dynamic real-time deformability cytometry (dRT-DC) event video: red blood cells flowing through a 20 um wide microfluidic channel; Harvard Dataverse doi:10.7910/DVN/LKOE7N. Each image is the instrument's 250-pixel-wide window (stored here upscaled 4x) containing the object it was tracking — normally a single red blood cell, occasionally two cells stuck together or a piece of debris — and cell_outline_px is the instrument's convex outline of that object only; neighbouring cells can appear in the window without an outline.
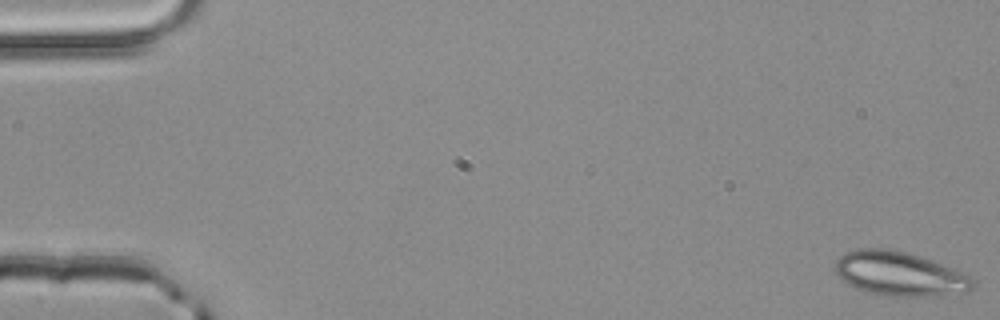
{"species": "common noctule bat (a hibernating species)", "species_latin": "Nyctalus noctula", "temperature_condition": "room temperature", "stored_images_in_passage": 52, "camera_frame_rate_fps": 3000, "um_per_image_px": 0.085, "animal": {"sex": "male", "body_mass_g": 20.4}, "frame": {"image": 1, "passage_image": 1, "time_ms": 0.0, "image_size_px": [1000, 320], "cell_outline_px": [[976, 284], [968, 292], [936, 296], [884, 296], [864, 292], [840, 280], [836, 272], [836, 260], [844, 252], [860, 248], [888, 248], [904, 252], [952, 268], [968, 276]], "centroid_in_image_um": [76.41, 23.29], "position_along_channel_um": 8.6, "area_um2": 35.32}}
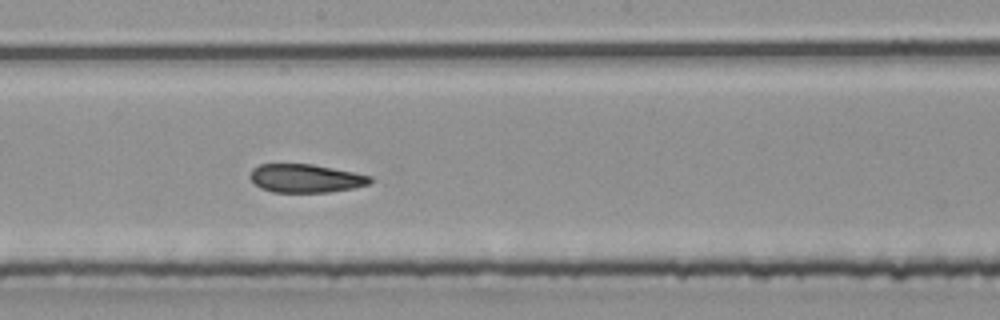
{"frame": {"image": 2, "passage_image": 29, "time_ms": 9.333, "image_size_px": [1000, 320], "cell_outline_px": [[372, 180], [368, 184], [356, 188], [328, 192], [272, 192], [260, 188], [248, 176], [252, 168], [260, 164], [312, 164], [372, 176]], "centroid_in_image_um": [25.96, 15.16], "position_along_channel_um": 222.2, "area_um2": 19.88}}
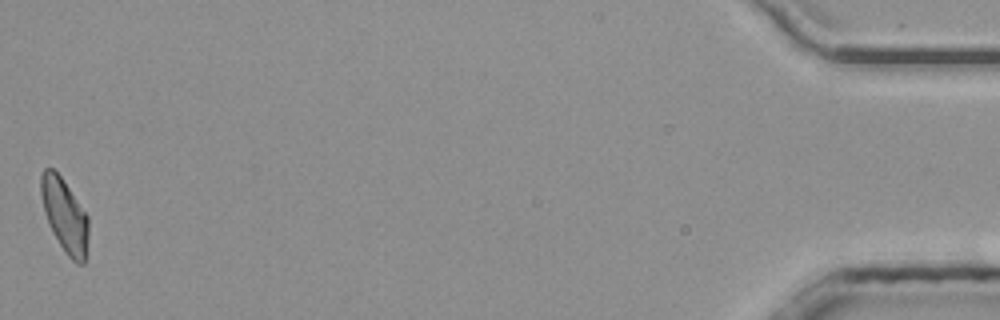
{"frame": {"image": 3, "passage_image": 52, "time_ms": 17.0, "image_size_px": [1000, 320], "cell_outline_px": [[88, 240], [84, 264], [76, 264], [68, 256], [52, 232], [48, 224], [44, 212], [40, 196], [40, 172], [44, 168], [52, 168], [60, 176], [88, 216]], "centroid_in_image_um": [5.47, 18.31], "position_along_channel_um": 429.7, "area_um2": 20.35}, "authors_computed_cell_mechanics": {"area_um2": 21.097, "velocity_mm_per_s": 4.0387, "shape_relaxation_time_tau1_ms": null, "shape_relaxation_time_tau2_ms": 1.8078, "deformation_change_tau1": null, "deformation_change_tau2": 0.0866}}